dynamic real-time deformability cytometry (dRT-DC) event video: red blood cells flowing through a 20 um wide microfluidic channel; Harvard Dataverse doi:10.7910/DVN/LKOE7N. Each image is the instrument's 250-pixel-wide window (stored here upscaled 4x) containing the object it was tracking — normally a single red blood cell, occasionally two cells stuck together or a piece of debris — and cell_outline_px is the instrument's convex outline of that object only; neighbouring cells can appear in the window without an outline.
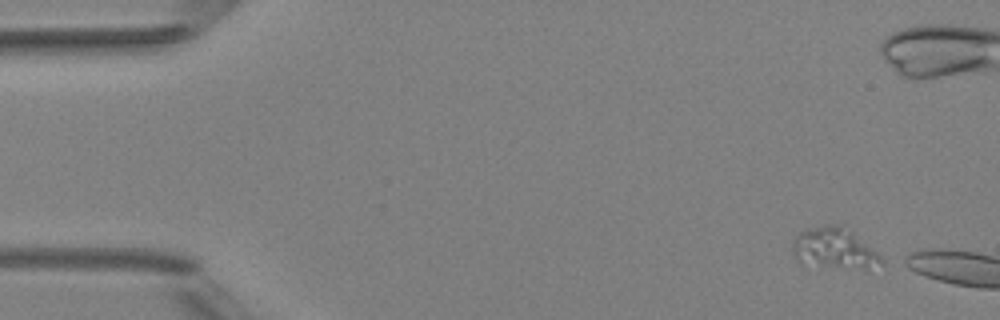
{"species": "Egyptian fruit bat (a non-hibernating species)", "species_latin": "Rousettus aegyptiacus", "temperature_condition": "room temperature", "stored_images_in_passage": 5, "segment_of_instrument_passage": [2, 2], "camera_frame_rate_fps": 3000, "um_per_image_px": 0.085, "animal": {"sex": "female"}, "frame": {"image": 1, "passage_image": 5, "time_ms": 5.0, "image_size_px": [1000, 320], "cell_outline_px": [[888, 260], [884, 264], [868, 268], [864, 268], [800, 264], [796, 260], [792, 252], [792, 240], [800, 232], [824, 224], [832, 224], [852, 232]], "centroid_in_image_um": [70.91, 21.13], "position_along_channel_um": 14.1, "area_um2": 20.98}}